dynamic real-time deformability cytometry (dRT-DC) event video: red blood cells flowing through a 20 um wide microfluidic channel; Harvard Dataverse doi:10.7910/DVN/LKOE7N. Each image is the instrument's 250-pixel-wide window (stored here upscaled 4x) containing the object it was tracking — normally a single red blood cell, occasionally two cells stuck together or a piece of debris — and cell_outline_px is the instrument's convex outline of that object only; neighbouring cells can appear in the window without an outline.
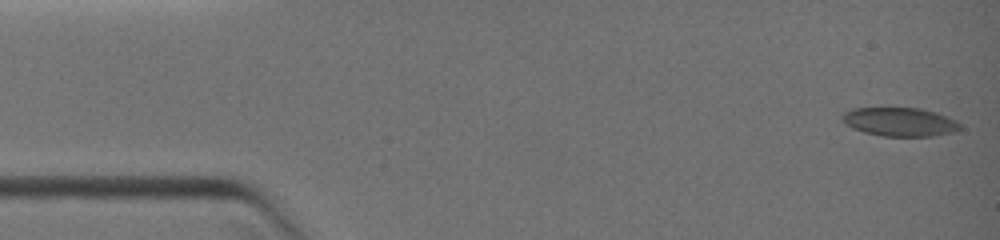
{"species": "common noctule bat (a hibernating species)", "species_latin": "Nyctalus noctula", "temperature_condition": "warm", "stored_images_in_passage": 14, "camera_frame_rate_fps": 3000, "um_per_image_px": 0.085, "animal": {"sex": "female", "body_mass_g": 19.0, "forearm_length_mm": 51.5}, "frame": {"image": 1, "passage_image": 1, "time_ms": 0.0, "image_size_px": [1000, 240], "cell_outline_px": [[960, 128], [952, 132], [932, 136], [884, 136], [864, 132], [852, 128], [840, 120], [840, 116], [844, 112], [852, 108], [920, 108], [936, 112], [948, 116], [956, 120], [960, 124]], "centroid_in_image_um": [76.45, 10.35], "position_along_channel_um": 8.6, "area_um2": 19.77}}
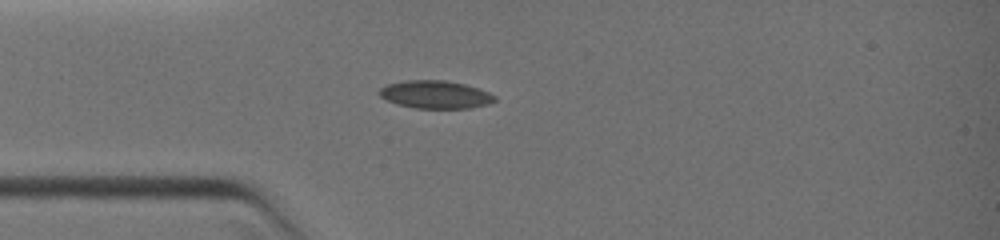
{"frame": {"image": 2, "passage_image": 10, "time_ms": 3.333, "image_size_px": [1000, 240], "cell_outline_px": [[496, 100], [488, 104], [468, 108], [416, 108], [400, 104], [388, 100], [380, 96], [376, 92], [380, 88], [388, 84], [408, 80], [444, 80], [464, 84], [488, 92], [496, 96]], "centroid_in_image_um": [37.0, 8.03], "position_along_channel_um": 48.0, "area_um2": 18.5}}
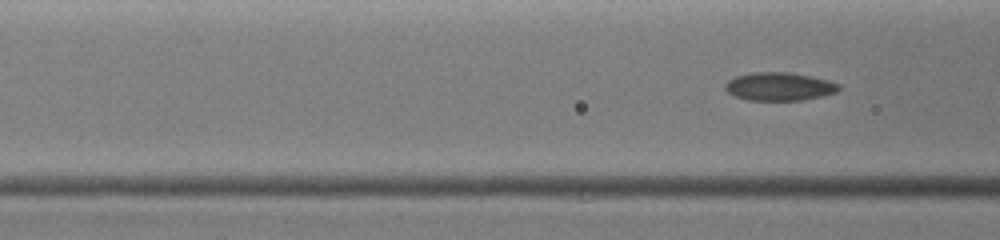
{"frame": {"image": 3, "passage_image": 14, "time_ms": 4.667, "image_size_px": [1000, 240], "cell_outline_px": [[840, 88], [836, 92], [824, 96], [804, 100], [748, 100], [736, 96], [728, 92], [724, 88], [724, 84], [728, 80], [736, 76], [752, 72], [788, 72], [812, 76], [828, 80], [840, 84]], "centroid_in_image_um": [66.25, 7.35], "position_along_channel_um": 100.3, "area_um2": 18.79}}